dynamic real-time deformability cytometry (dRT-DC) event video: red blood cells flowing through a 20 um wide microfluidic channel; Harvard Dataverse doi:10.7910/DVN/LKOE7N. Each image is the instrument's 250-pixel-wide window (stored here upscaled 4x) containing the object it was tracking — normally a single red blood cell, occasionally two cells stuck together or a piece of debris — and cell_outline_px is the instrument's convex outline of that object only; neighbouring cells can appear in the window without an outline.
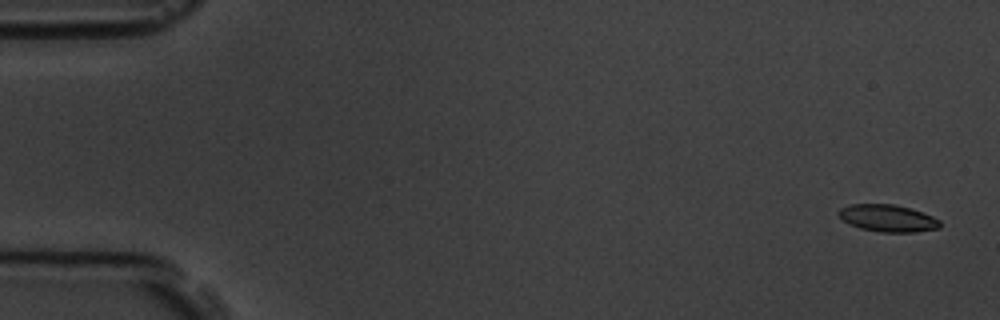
{"species": "common noctule bat (a hibernating species)", "species_latin": "Nyctalus noctula", "temperature_condition": "room temperature", "stored_images_in_passage": 5, "camera_frame_rate_fps": 3000, "um_per_image_px": 0.085, "animal": {"sex": "male", "body_mass_g": 19.5, "forearm_length_mm": 54.6}, "frame": {"image": 1, "passage_image": 1, "time_ms": 0.0, "image_size_px": [1000, 320], "cell_outline_px": [[940, 228], [916, 232], [880, 232], [860, 228], [848, 224], [836, 212], [840, 208], [852, 204], [892, 204], [908, 208], [932, 216], [940, 220]], "centroid_in_image_um": [75.44, 18.55], "position_along_channel_um": 9.6, "area_um2": 15.9}}
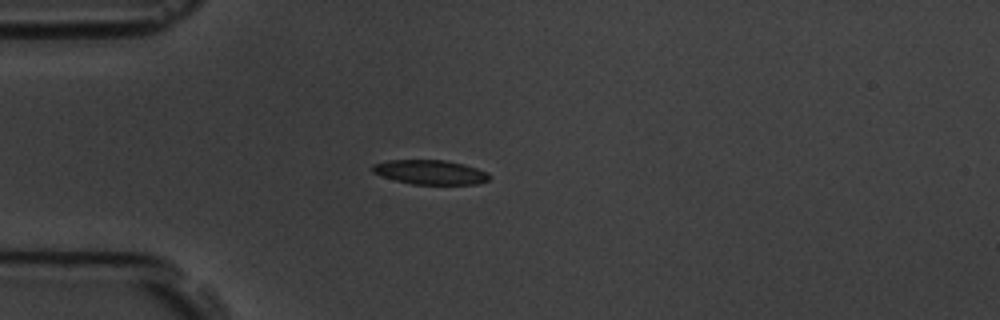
{"frame": {"image": 2, "passage_image": 5, "time_ms": 4.333, "image_size_px": [1000, 320], "cell_outline_px": [[492, 176], [488, 180], [476, 184], [412, 184], [396, 180], [372, 172], [372, 164], [388, 160], [444, 160], [464, 164], [488, 172]], "centroid_in_image_um": [36.59, 14.63], "position_along_channel_um": 48.4, "area_um2": 16.53}}